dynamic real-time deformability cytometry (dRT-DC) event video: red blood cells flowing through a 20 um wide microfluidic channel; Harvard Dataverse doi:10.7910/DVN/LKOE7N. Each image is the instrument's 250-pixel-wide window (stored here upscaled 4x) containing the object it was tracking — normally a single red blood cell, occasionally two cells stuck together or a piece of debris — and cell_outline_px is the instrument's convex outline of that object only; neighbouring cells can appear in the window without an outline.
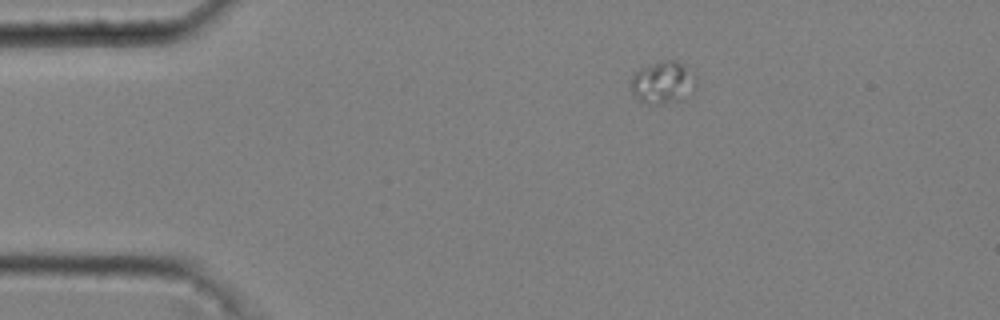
{"species": "common noctule bat (a hibernating species)", "species_latin": "Nyctalus noctula", "temperature_condition": "cold", "stored_images_in_passage": 40, "camera_frame_rate_fps": 3000, "um_per_image_px": 0.085, "animal": {"sex": "male", "body_mass_g": 20.4}, "frame": {"image": 1, "passage_image": 1, "time_ms": 0.0, "image_size_px": [1000, 320], "cell_outline_px": [[696, 84], [692, 92], [680, 100], [660, 104], [648, 104], [640, 100], [632, 92], [632, 76], [640, 68], [660, 60], [676, 60], [684, 64], [696, 72]], "centroid_in_image_um": [56.4, 6.98], "position_along_channel_um": 28.6, "area_um2": 16.24}}
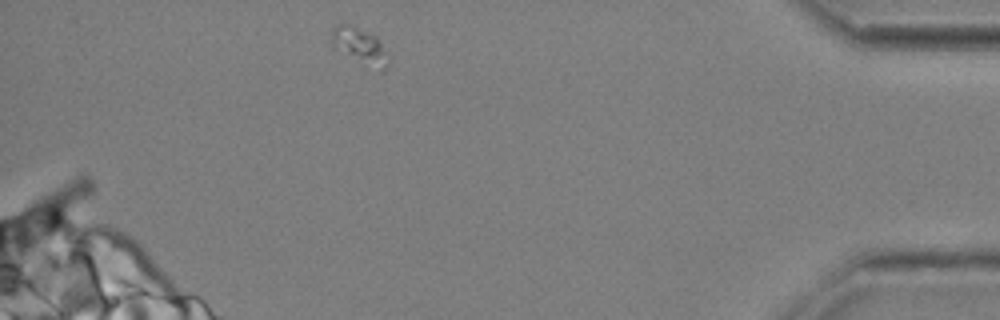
{"frame": {"image": 2, "passage_image": 40, "time_ms": 13.0, "image_size_px": [1000, 320], "cell_outline_px": [[392, 56], [388, 64], [384, 68], [332, 48], [332, 28], [340, 24], [348, 24], [376, 36]], "centroid_in_image_um": [30.6, 3.81], "position_along_channel_um": 404.6, "area_um2": 11.16}}